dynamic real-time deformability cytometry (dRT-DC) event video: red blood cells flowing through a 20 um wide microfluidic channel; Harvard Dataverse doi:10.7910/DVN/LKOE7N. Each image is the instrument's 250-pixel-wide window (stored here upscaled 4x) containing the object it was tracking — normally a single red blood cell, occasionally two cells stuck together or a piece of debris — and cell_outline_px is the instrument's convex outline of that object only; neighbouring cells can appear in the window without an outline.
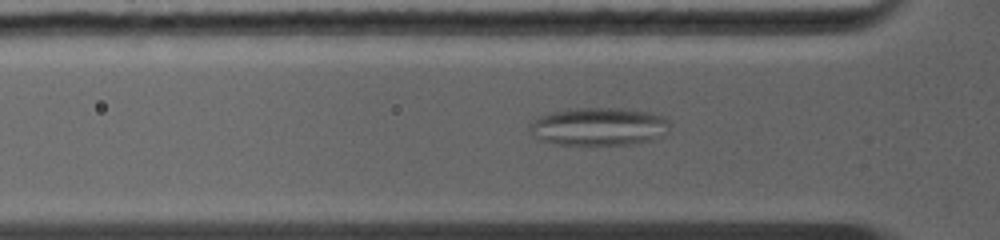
{"species": "common noctule bat (a hibernating species)", "species_latin": "Nyctalus noctula", "temperature_condition": "warm", "stored_images_in_passage": 29, "camera_frame_rate_fps": 5000, "um_per_image_px": 0.085, "animal": {"sex": "female", "body_mass_g": 19.0, "forearm_length_mm": 56.7}, "frame": {"image": 1, "passage_image": 10, "time_ms": 2.0, "image_size_px": [1000, 240], "cell_outline_px": [[672, 124], [668, 132], [664, 136], [652, 140], [632, 144], [560, 144], [536, 140], [528, 132], [528, 124], [532, 120], [548, 112], [576, 108], [620, 108], [652, 112], [664, 116], [672, 120]], "centroid_in_image_um": [50.92, 10.75], "position_along_channel_um": 74.9, "area_um2": 31.79}}
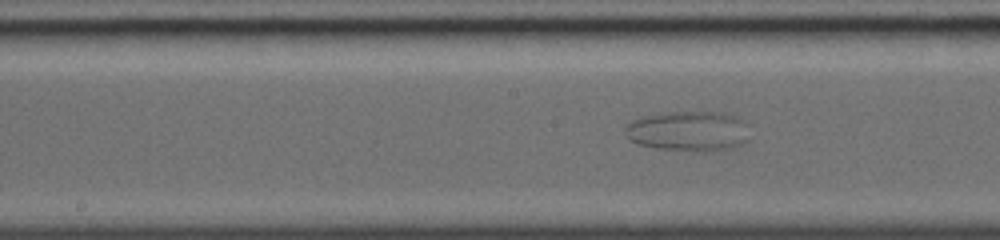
{"frame": {"image": 2, "passage_image": 23, "time_ms": 4.8, "image_size_px": [1000, 240], "cell_outline_px": [[748, 124], [744, 140], [740, 144], [728, 148], [708, 152], [700, 152], [660, 148], [640, 144], [628, 140], [624, 128], [632, 120], [640, 116], [672, 112], [724, 112], [736, 116], [744, 120]], "centroid_in_image_um": [58.49, 11.13], "position_along_channel_um": 189.7, "area_um2": 29.02}}
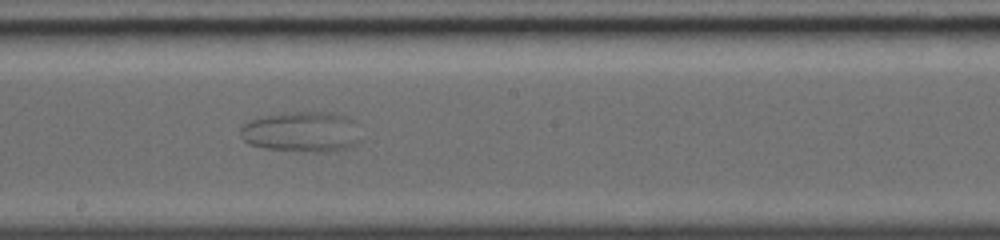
{"frame": {"image": 3, "passage_image": 27, "time_ms": 5.6, "image_size_px": [1000, 240], "cell_outline_px": [[356, 140], [352, 144], [344, 148], [264, 148], [248, 144], [240, 136], [240, 124], [248, 120], [264, 116], [292, 112], [340, 112], [356, 120]], "centroid_in_image_um": [25.54, 11.1], "position_along_channel_um": 222.7, "area_um2": 27.05}}